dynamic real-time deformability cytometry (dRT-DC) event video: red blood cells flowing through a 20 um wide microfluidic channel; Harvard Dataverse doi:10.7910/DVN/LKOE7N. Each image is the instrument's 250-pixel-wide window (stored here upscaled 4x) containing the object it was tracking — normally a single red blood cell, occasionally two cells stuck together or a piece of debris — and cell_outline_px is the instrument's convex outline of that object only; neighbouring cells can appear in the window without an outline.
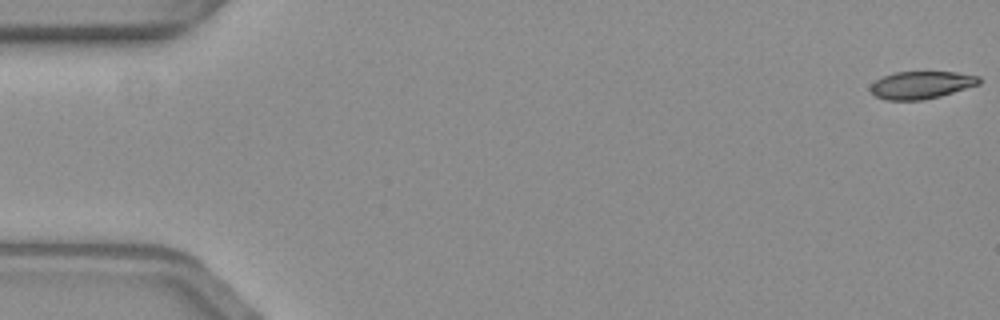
{"species": "common noctule bat (a hibernating species)", "species_latin": "Nyctalus noctula", "temperature_condition": "warm", "stored_images_in_passage": 58, "camera_frame_rate_fps": 3000, "um_per_image_px": 0.085, "animal": {"sex": "female", "body_mass_g": 19.3, "forearm_length_mm": 54.1}, "frame": {"image": 1, "passage_image": 1, "time_ms": 0.0, "image_size_px": [1000, 320], "cell_outline_px": [[980, 84], [940, 96], [920, 100], [888, 100], [876, 96], [868, 88], [876, 80], [884, 76], [896, 72], [956, 72], [980, 76]], "centroid_in_image_um": [78.32, 7.22], "position_along_channel_um": 6.7, "area_um2": 17.28}}
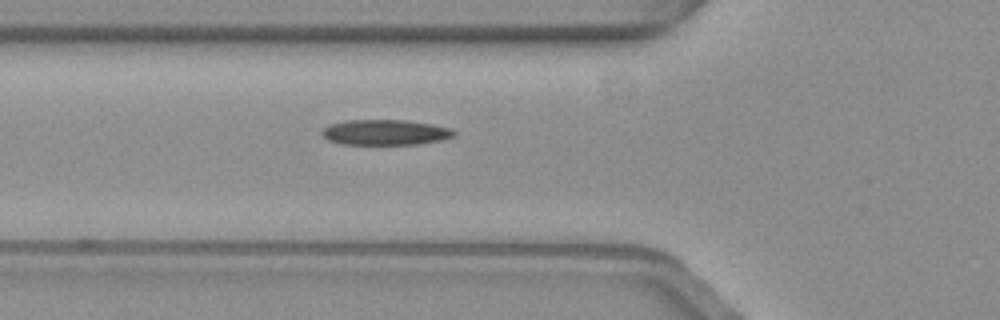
{"frame": {"image": 2, "passage_image": 21, "time_ms": 6.667, "image_size_px": [1000, 320], "cell_outline_px": [[456, 136], [444, 140], [416, 144], [340, 144], [328, 140], [320, 132], [328, 124], [348, 120], [404, 120], [432, 124], [452, 128], [456, 132]], "centroid_in_image_um": [32.78, 11.25], "position_along_channel_um": 93.0, "area_um2": 19.71}}
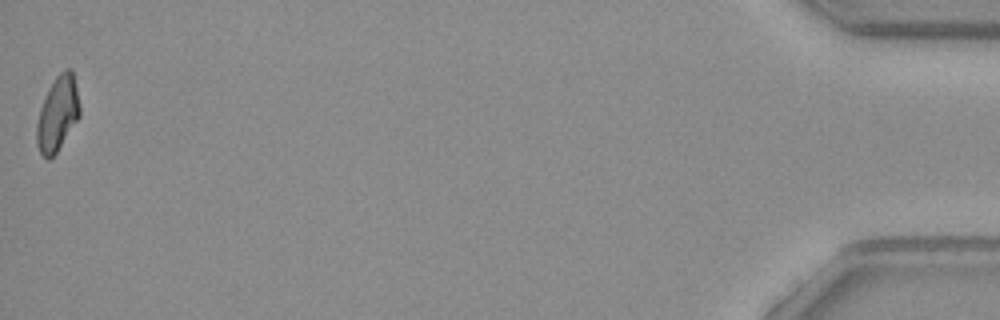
{"frame": {"image": 3, "passage_image": 58, "time_ms": 19.0, "image_size_px": [1000, 320], "cell_outline_px": [[80, 116], [56, 152], [48, 160], [40, 152], [36, 144], [36, 124], [40, 108], [48, 88], [56, 76], [64, 68], [72, 68], [80, 108]], "centroid_in_image_um": [4.88, 9.64], "position_along_channel_um": 430.3, "area_um2": 18.61}, "authors_computed_cell_mechanics": {"area_um2": 19.2474, "velocity_mm_per_s": 3.5786, "shape_relaxation_time_tau1_ms": 6.7106, "shape_relaxation_time_tau2_ms": 2.6133, "deformation_change_tau1": 0.202, "deformation_change_tau2": 0.0915}}